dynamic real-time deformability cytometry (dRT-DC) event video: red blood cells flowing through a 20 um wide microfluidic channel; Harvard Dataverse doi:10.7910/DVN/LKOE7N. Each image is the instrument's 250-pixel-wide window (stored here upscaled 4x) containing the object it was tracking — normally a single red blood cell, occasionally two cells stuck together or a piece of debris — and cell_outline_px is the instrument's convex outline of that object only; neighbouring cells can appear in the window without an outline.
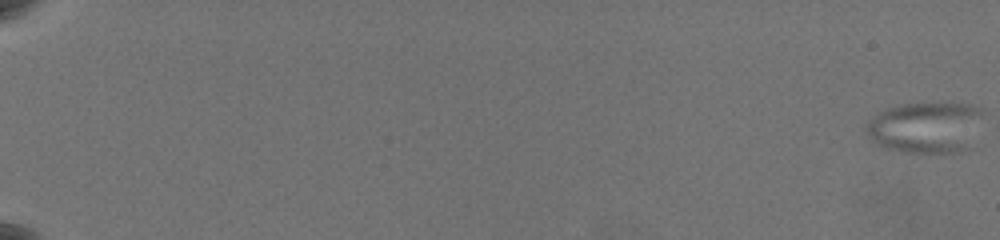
{"species": "common noctule bat (a hibernating species)", "species_latin": "Nyctalus noctula", "temperature_condition": "warm", "stored_images_in_passage": 34, "camera_frame_rate_fps": 3000, "um_per_image_px": 0.085, "animal": {"sex": "female", "body_mass_g": 19.5, "forearm_length_mm": 54.1}, "frame": {"image": 1, "passage_image": 1, "time_ms": 0.0, "image_size_px": [1000, 240], "cell_outline_px": [[984, 112], [972, 148], [968, 152], [904, 152], [888, 148], [876, 144], [872, 140], [864, 128], [868, 120], [876, 112], [900, 104], [968, 104], [980, 108]], "centroid_in_image_um": [78.71, 10.84], "position_along_channel_um": 6.3, "area_um2": 35.26}}
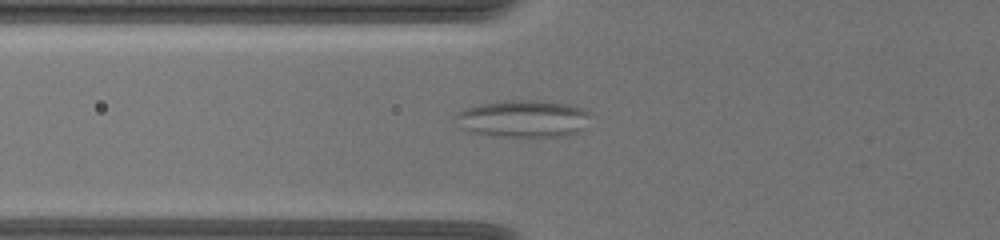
{"frame": {"image": 2, "passage_image": 30, "time_ms": 9.0, "image_size_px": [1000, 240], "cell_outline_px": [[588, 116], [580, 132], [564, 136], [488, 136], [472, 132], [460, 128], [456, 116], [456, 112], [464, 108], [480, 104], [508, 100], [544, 100], [572, 104], [584, 108], [588, 112]], "centroid_in_image_um": [44.46, 10.07], "position_along_channel_um": 81.3, "area_um2": 29.36}}